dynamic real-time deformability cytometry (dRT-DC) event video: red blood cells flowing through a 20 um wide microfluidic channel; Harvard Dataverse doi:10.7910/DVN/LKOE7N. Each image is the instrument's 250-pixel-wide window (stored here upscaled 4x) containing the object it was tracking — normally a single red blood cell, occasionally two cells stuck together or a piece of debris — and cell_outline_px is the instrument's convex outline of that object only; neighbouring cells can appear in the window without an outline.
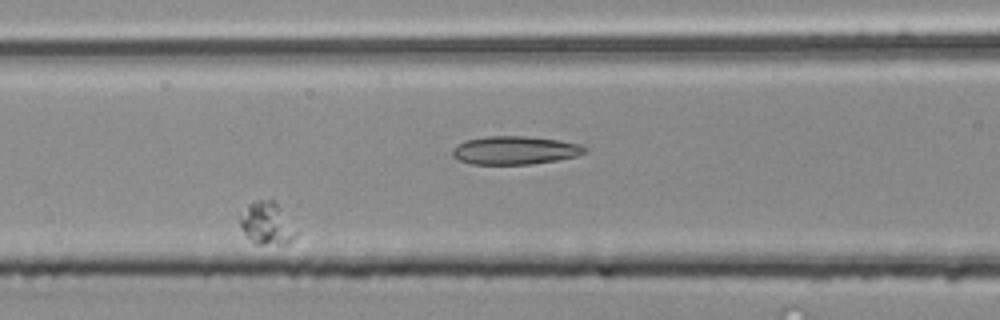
{"species": "common noctule bat (a hibernating species)", "species_latin": "Nyctalus noctula", "temperature_condition": "room temperature", "stored_images_in_passage": 5, "segment_of_instrument_passage": [2, 2], "camera_frame_rate_fps": 3000, "um_per_image_px": 0.085, "animal": {"sex": "male", "body_mass_g": 20.4}, "frame": {"image": 1, "passage_image": 4, "time_ms": 1.0, "image_size_px": [1000, 320], "cell_outline_px": [[300, 232], [288, 244], [256, 244], [244, 232], [240, 224], [236, 212], [252, 200], [272, 200], [276, 204]], "centroid_in_image_um": [22.64, 18.97], "position_along_channel_um": 144.0, "area_um2": 14.22}}